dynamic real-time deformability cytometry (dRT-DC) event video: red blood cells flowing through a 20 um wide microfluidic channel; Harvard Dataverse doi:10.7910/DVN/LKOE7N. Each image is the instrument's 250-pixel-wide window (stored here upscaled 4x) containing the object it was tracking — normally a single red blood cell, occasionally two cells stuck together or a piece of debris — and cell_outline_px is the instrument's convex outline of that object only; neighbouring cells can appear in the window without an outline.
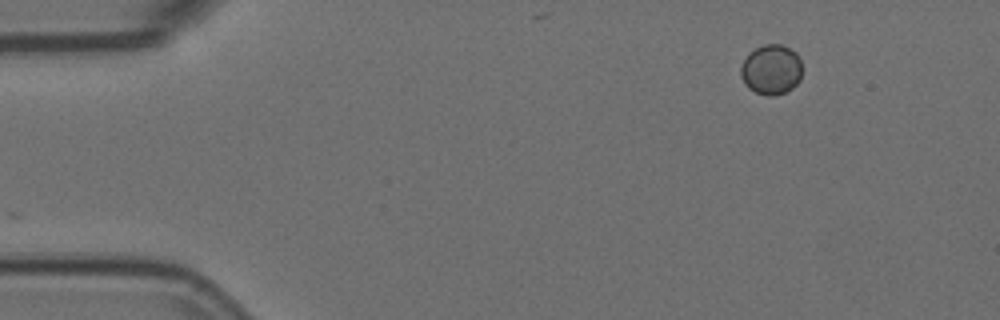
{"species": "Egyptian fruit bat (a non-hibernating species)", "species_latin": "Rousettus aegyptiacus", "temperature_condition": "room temperature", "stored_images_in_passage": 6, "camera_frame_rate_fps": 3000, "um_per_image_px": 0.085, "animal": {"sex": "female"}, "frame": {"image": 1, "passage_image": 1, "time_ms": 0.0, "image_size_px": [1000, 320], "cell_outline_px": [[800, 80], [792, 88], [776, 96], [768, 96], [756, 92], [748, 88], [744, 84], [740, 76], [740, 68], [748, 52], [764, 44], [780, 44], [796, 52], [800, 60]], "centroid_in_image_um": [65.52, 5.92], "position_along_channel_um": 19.5, "area_um2": 17.92}}